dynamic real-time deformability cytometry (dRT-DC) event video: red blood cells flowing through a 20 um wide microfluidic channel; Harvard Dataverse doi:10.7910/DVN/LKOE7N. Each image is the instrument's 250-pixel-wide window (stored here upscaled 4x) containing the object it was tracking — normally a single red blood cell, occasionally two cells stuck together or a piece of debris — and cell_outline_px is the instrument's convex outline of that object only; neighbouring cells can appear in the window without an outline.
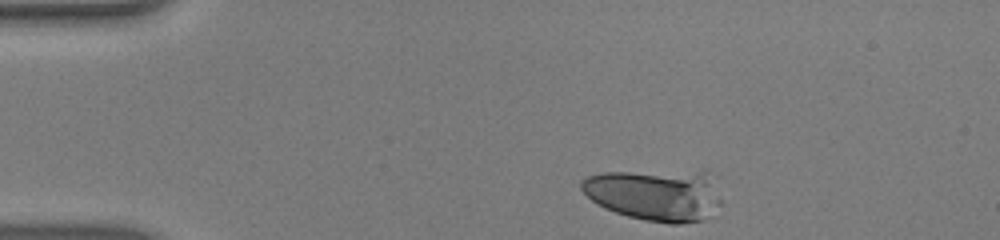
{"species": "human", "species_latin": "Homo sapiens", "temperature_condition": "warm", "stored_images_in_passage": 38, "camera_frame_rate_fps": 3000, "um_per_image_px": 0.085, "donor": {"sex": "male"}, "frame": {"image": 1, "passage_image": 1, "time_ms": 0.0, "image_size_px": [1000, 240], "cell_outline_px": [[720, 204], [712, 216], [704, 220], [680, 224], [668, 224], [644, 220], [628, 216], [616, 212], [592, 200], [580, 188], [580, 180], [588, 176], [600, 172], [708, 168], [720, 196]], "centroid_in_image_um": [55.77, 16.5], "position_along_channel_um": 29.2, "area_um2": 43.64}}
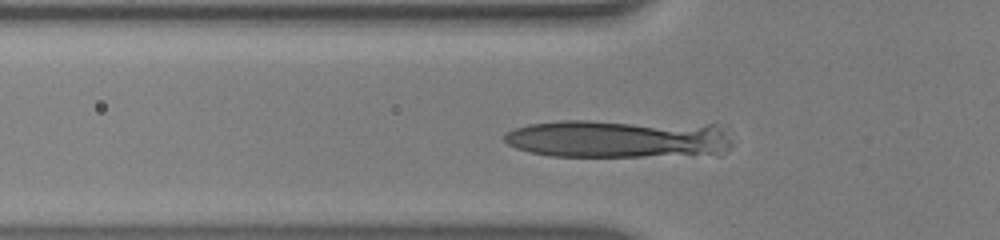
{"frame": {"image": 2, "passage_image": 10, "time_ms": 3.0, "image_size_px": [1000, 240], "cell_outline_px": [[732, 144], [720, 156], [552, 156], [528, 152], [516, 148], [508, 144], [504, 140], [504, 132], [528, 124], [560, 120], [588, 120], [728, 124]], "centroid_in_image_um": [52.75, 11.78], "position_along_channel_um": 73.1, "area_um2": 52.66}}